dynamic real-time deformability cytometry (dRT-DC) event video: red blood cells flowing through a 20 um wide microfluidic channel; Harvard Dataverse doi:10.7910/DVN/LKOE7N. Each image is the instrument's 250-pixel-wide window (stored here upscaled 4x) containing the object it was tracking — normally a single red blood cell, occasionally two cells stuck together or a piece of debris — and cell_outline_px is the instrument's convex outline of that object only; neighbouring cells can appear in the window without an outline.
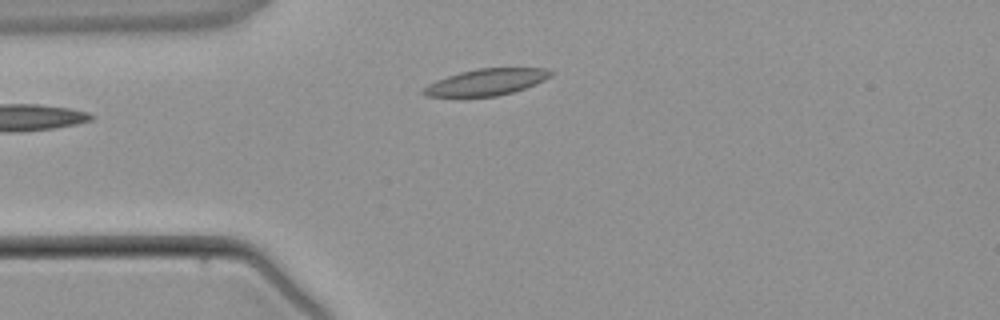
{"species": "common noctule bat (a hibernating species)", "species_latin": "Nyctalus noctula", "temperature_condition": "warm", "stored_images_in_passage": 2, "camera_frame_rate_fps": 3000, "um_per_image_px": 0.085, "animal": {"sex": "male", "body_mass_g": 21.5, "forearm_length_mm": 52.0}, "frame": {"image": 1, "passage_image": 2, "time_ms": 1.0, "image_size_px": [1000, 320], "cell_outline_px": [[552, 76], [536, 84], [512, 92], [496, 96], [428, 96], [420, 92], [420, 88], [436, 80], [460, 72], [476, 68], [548, 68], [552, 72]], "centroid_in_image_um": [41.33, 6.97], "position_along_channel_um": 43.7, "area_um2": 19.59}}